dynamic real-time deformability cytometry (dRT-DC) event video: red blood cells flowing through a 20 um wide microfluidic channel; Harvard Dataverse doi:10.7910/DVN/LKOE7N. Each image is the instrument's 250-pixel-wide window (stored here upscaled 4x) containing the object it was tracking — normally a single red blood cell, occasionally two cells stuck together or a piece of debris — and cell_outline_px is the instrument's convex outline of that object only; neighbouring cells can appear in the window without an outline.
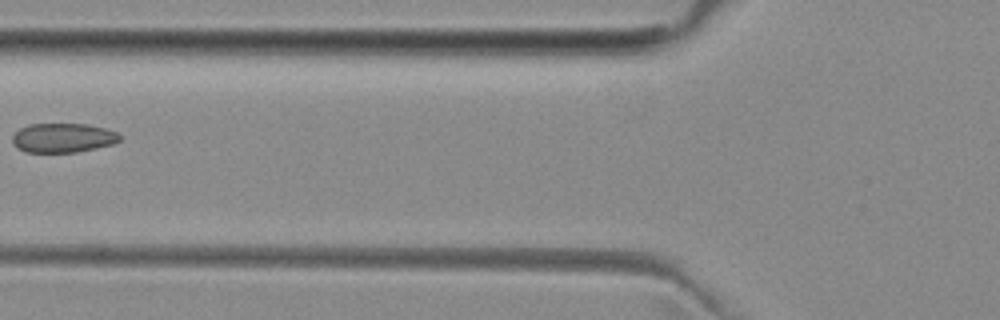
{"species": "common noctule bat (a hibernating species)", "species_latin": "Nyctalus noctula", "temperature_condition": "room temperature", "stored_images_in_passage": 3, "camera_frame_rate_fps": 3000, "um_per_image_px": 0.085, "animal": {"sex": "female", "body_mass_g": 29.2, "forearm_length_mm": 56.3}, "frame": {"image": 1, "passage_image": 2, "time_ms": 1.333, "image_size_px": [1000, 320], "cell_outline_px": [[120, 140], [112, 144], [96, 148], [76, 152], [24, 152], [12, 140], [12, 136], [20, 128], [28, 124], [88, 124], [104, 128], [116, 132], [120, 136]], "centroid_in_image_um": [5.36, 11.71], "position_along_channel_um": 120.4, "area_um2": 18.15}}
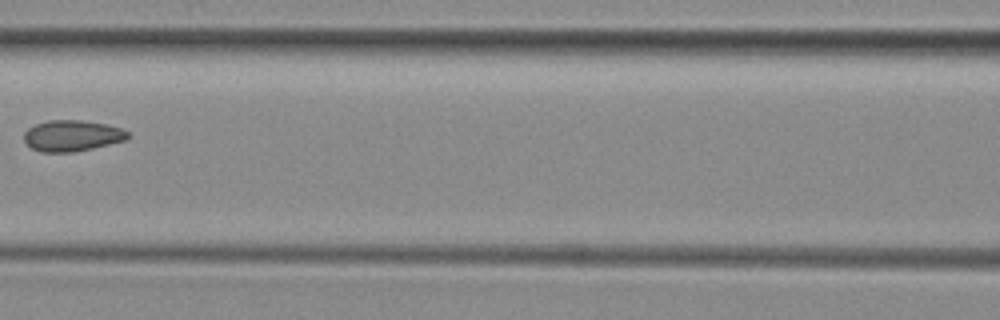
{"frame": {"image": 2, "passage_image": 3, "time_ms": 2.333, "image_size_px": [1000, 320], "cell_outline_px": [[132, 136], [124, 140], [92, 148], [72, 152], [40, 152], [32, 148], [24, 140], [24, 132], [28, 128], [36, 124], [48, 120], [80, 120], [104, 124], [120, 128], [128, 132]], "centroid_in_image_um": [6.1, 11.53], "position_along_channel_um": 160.5, "area_um2": 18.61}}